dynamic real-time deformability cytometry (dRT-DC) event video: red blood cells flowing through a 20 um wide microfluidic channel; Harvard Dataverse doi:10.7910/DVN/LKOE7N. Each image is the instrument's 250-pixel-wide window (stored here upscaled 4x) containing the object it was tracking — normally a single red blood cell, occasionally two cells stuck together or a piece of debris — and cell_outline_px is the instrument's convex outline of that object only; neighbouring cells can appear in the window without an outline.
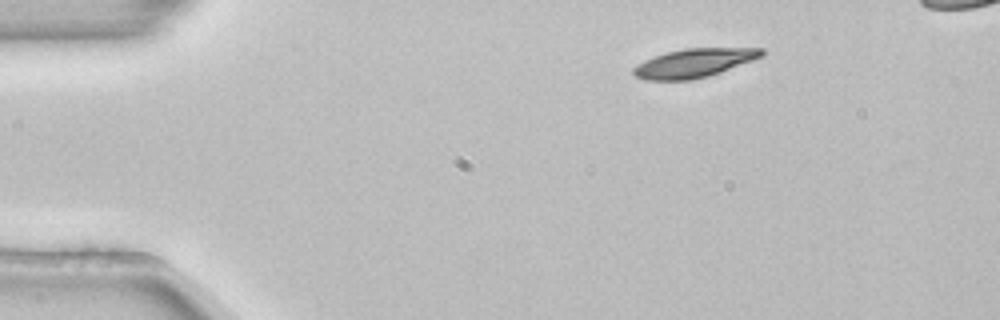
{"species": "common noctule bat (a hibernating species)", "species_latin": "Nyctalus noctula", "temperature_condition": "room temperature", "stored_images_in_passage": 3, "camera_frame_rate_fps": 3000, "um_per_image_px": 0.085, "animal": {"sex": "female", "body_mass_g": 22.7, "forearm_length_mm": 54.2}, "frame": {"image": 1, "passage_image": 3, "time_ms": 0.667, "image_size_px": [1000, 320], "cell_outline_px": [[764, 56], [720, 72], [708, 76], [692, 80], [644, 80], [636, 76], [632, 72], [632, 68], [644, 60], [668, 52], [684, 48], [764, 48]], "centroid_in_image_um": [59.0, 5.36], "position_along_channel_um": 26.0, "area_um2": 21.39}}